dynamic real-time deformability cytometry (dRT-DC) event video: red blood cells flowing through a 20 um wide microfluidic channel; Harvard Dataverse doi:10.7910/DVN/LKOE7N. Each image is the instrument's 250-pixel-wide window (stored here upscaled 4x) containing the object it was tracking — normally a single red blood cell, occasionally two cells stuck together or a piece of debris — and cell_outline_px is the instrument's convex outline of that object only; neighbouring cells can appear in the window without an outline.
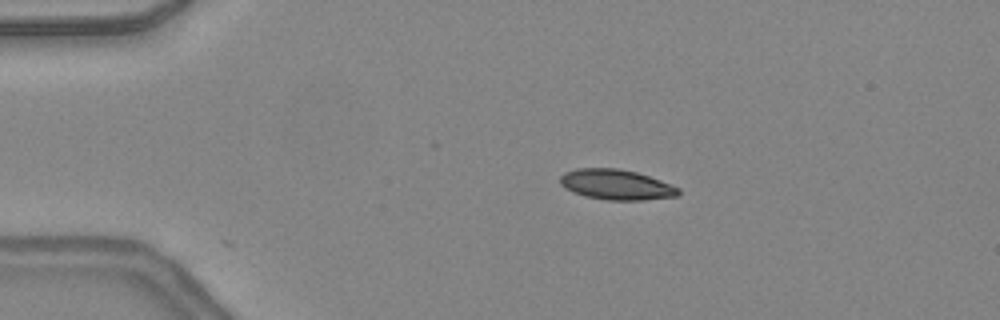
{"species": "common noctule bat (a hibernating species)", "species_latin": "Nyctalus noctula", "temperature_condition": "warm", "stored_images_in_passage": 38, "camera_frame_rate_fps": 3000, "um_per_image_px": 0.085, "animal": {"sex": "female", "body_mass_g": 24.6, "forearm_length_mm": 56.2}, "frame": {"image": 1, "passage_image": 1, "time_ms": 0.0, "image_size_px": [1000, 320], "cell_outline_px": [[680, 192], [676, 196], [644, 200], [608, 200], [584, 196], [572, 192], [564, 188], [560, 184], [560, 176], [564, 172], [576, 168], [620, 168], [636, 172], [660, 180], [680, 188]], "centroid_in_image_um": [52.34, 15.69], "position_along_channel_um": 32.7, "area_um2": 20.98}}
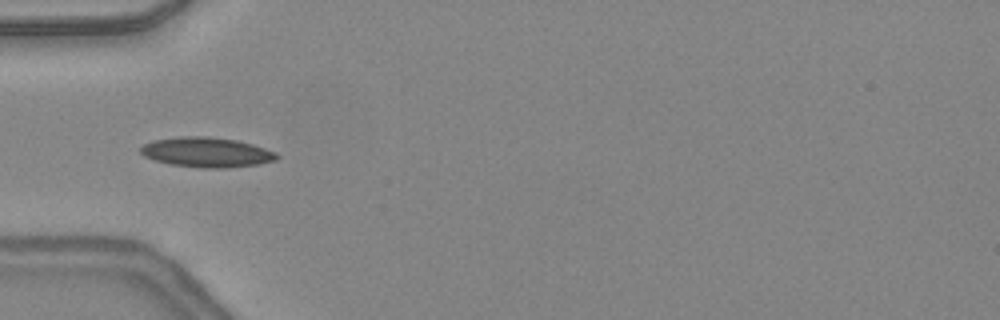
{"frame": {"image": 2, "passage_image": 7, "time_ms": 2.0, "image_size_px": [1000, 320], "cell_outline_px": [[280, 156], [276, 160], [260, 164], [224, 168], [200, 168], [172, 164], [156, 160], [144, 156], [140, 152], [140, 148], [144, 144], [152, 140], [180, 136], [208, 136], [236, 140], [252, 144], [276, 152]], "centroid_in_image_um": [17.58, 12.94], "position_along_channel_um": 67.4, "area_um2": 23.76}}
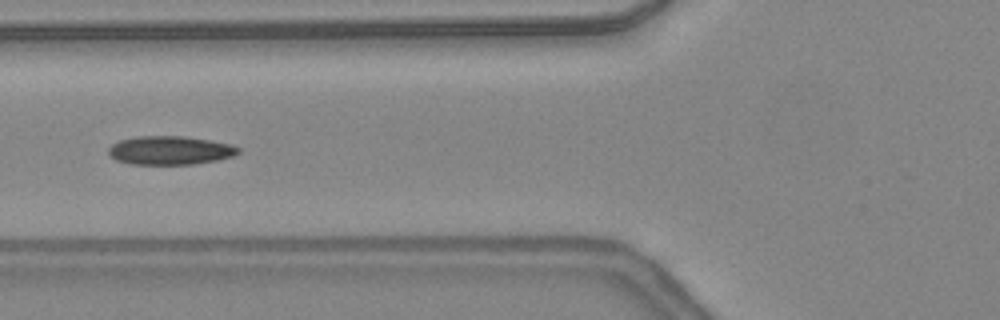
{"frame": {"image": 3, "passage_image": 10, "time_ms": 3.0, "image_size_px": [1000, 320], "cell_outline_px": [[240, 152], [232, 156], [216, 160], [192, 164], [132, 164], [116, 160], [108, 152], [108, 148], [112, 144], [120, 140], [136, 136], [184, 136], [208, 140], [228, 144], [240, 148]], "centroid_in_image_um": [14.42, 12.78], "position_along_channel_um": 111.4, "area_um2": 21.44}, "authors_computed_cell_mechanics": {"area_um2": 21.0392, "velocity_mm_per_s": 4.3901, "shape_relaxation_time_tau1_ms": null, "shape_relaxation_time_tau2_ms": 3.6176, "deformation_change_tau1": null, "deformation_change_tau2": 0.0887}}